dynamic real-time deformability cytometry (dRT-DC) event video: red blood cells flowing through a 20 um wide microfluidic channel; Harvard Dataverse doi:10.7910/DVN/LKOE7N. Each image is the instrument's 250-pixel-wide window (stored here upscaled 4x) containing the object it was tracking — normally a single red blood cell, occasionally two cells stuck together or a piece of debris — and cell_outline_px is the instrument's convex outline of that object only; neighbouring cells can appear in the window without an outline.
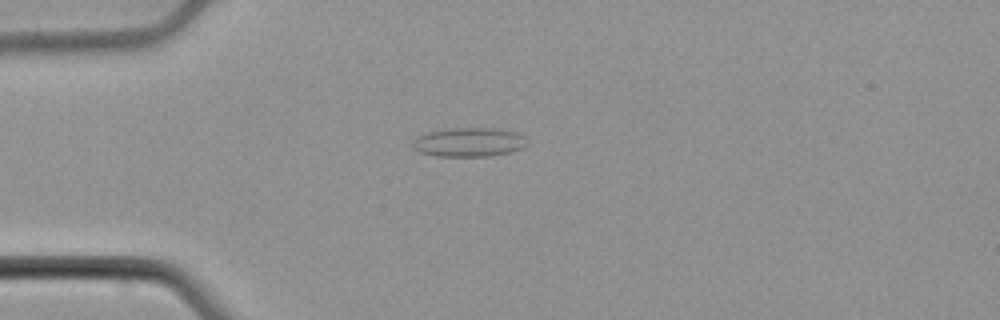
{"species": "common noctule bat (a hibernating species)", "species_latin": "Nyctalus noctula", "temperature_condition": "cold", "stored_images_in_passage": 43, "camera_frame_rate_fps": 3000, "um_per_image_px": 0.085, "animal": {"sex": "male", "body_mass_g": 21.5, "forearm_length_mm": 52.0}, "frame": {"image": 1, "passage_image": 3, "time_ms": 0.667, "image_size_px": [1000, 320], "cell_outline_px": [[528, 144], [524, 148], [508, 152], [488, 156], [436, 156], [420, 152], [412, 148], [412, 140], [416, 136], [428, 132], [452, 128], [496, 128], [516, 132], [524, 136]], "centroid_in_image_um": [39.85, 12.08], "position_along_channel_um": 45.2, "area_um2": 19.48}}
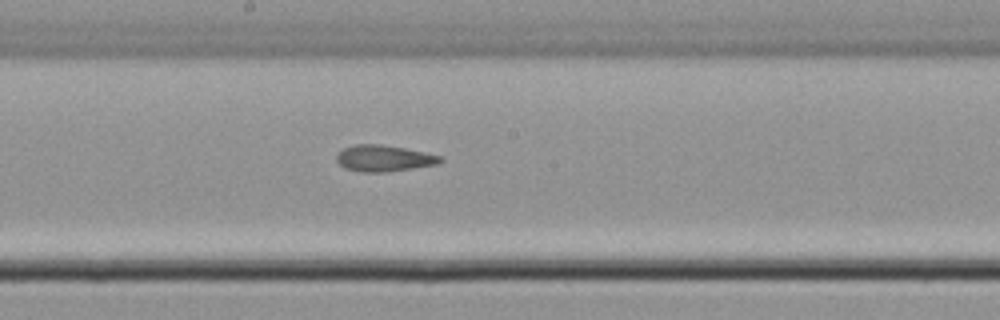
{"frame": {"image": 2, "passage_image": 18, "time_ms": 5.667, "image_size_px": [1000, 320], "cell_outline_px": [[444, 160], [440, 164], [384, 172], [360, 172], [344, 168], [336, 160], [336, 156], [344, 148], [356, 144], [380, 144], [404, 148], [424, 152], [440, 156]], "centroid_in_image_um": [32.63, 13.46], "position_along_channel_um": 215.6, "area_um2": 15.84}}
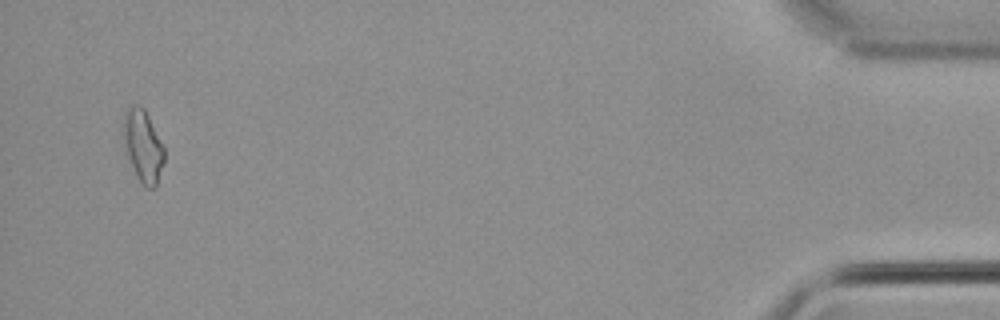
{"frame": {"image": 3, "passage_image": 41, "time_ms": 13.333, "image_size_px": [1000, 320], "cell_outline_px": [[164, 160], [156, 188], [144, 188], [136, 176], [128, 156], [120, 132], [124, 112], [128, 104], [140, 104], [144, 108], [164, 148]], "centroid_in_image_um": [12.1, 12.36], "position_along_channel_um": 423.1, "area_um2": 17.57}, "authors_computed_cell_mechanics": {"area_um2": 15.8372, "velocity_mm_per_s": 3.8071, "shape_relaxation_time_tau1_ms": 8.0306, "shape_relaxation_time_tau2_ms": 3.9869, "deformation_change_tau1": 0.1178, "deformation_change_tau2": 0.121}}